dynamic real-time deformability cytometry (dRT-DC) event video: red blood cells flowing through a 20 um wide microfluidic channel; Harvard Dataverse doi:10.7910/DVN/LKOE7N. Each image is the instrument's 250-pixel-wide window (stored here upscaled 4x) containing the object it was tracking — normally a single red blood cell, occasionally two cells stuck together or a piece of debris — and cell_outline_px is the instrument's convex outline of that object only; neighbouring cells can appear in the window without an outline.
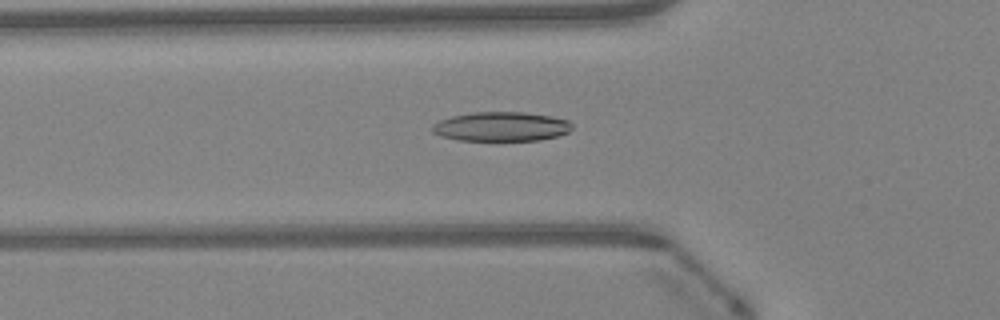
{"species": "Egyptian fruit bat (a non-hibernating species)", "species_latin": "Rousettus aegyptiacus", "temperature_condition": "warm", "stored_images_in_passage": 41, "camera_frame_rate_fps": 3000, "um_per_image_px": 0.085, "animal": {"sex": "female"}, "frame": {"image": 1, "passage_image": 16, "time_ms": 5.0, "image_size_px": [1000, 320], "cell_outline_px": [[572, 128], [568, 132], [556, 136], [540, 140], [460, 140], [440, 136], [432, 132], [432, 124], [440, 120], [452, 116], [472, 112], [524, 112], [552, 116], [568, 120], [572, 124]], "centroid_in_image_um": [42.6, 10.75], "position_along_channel_um": 83.2, "area_um2": 23.87}}
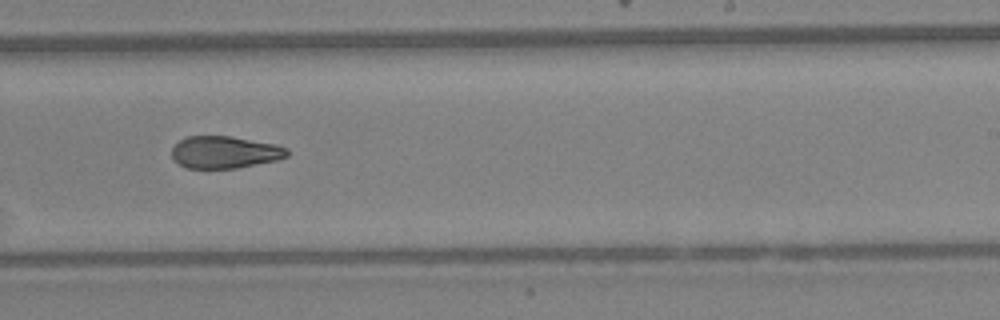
{"frame": {"image": 2, "passage_image": 29, "time_ms": 9.333, "image_size_px": [1000, 320], "cell_outline_px": [[288, 156], [280, 160], [236, 168], [184, 168], [172, 156], [172, 148], [180, 140], [188, 136], [228, 136], [276, 144], [288, 148]], "centroid_in_image_um": [19.14, 12.94], "position_along_channel_um": 269.9, "area_um2": 21.62}}
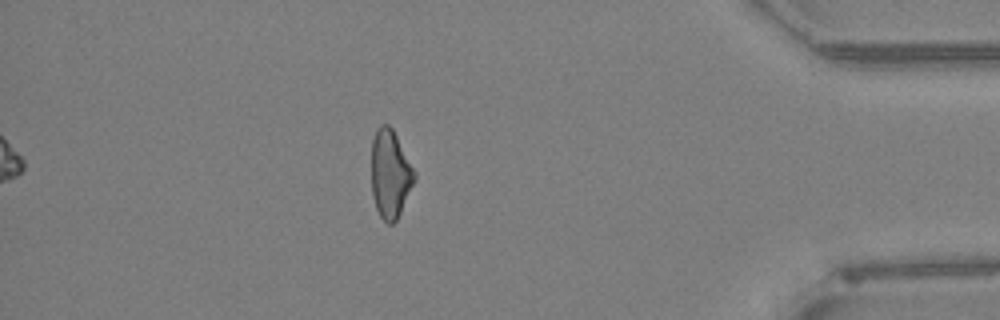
{"frame": {"image": 3, "passage_image": 41, "time_ms": 13.333, "image_size_px": [1000, 320], "cell_outline_px": [[416, 176], [400, 212], [396, 220], [392, 224], [388, 224], [380, 216], [376, 208], [372, 196], [372, 140], [376, 128], [380, 124], [388, 124], [392, 128], [416, 172]], "centroid_in_image_um": [33.15, 14.76], "position_along_channel_um": 402.0, "area_um2": 21.91}, "authors_computed_cell_mechanics": {"area_um2": 23.1778, "velocity_mm_per_s": 4.3257, "shape_relaxation_time_tau1_ms": 8.666, "shape_relaxation_time_tau2_ms": 3.7423, "deformation_change_tau1": 0.2143, "deformation_change_tau2": 0.1164}}